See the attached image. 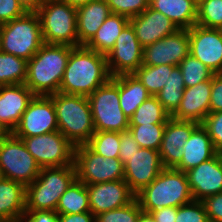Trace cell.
<instances>
[{"label": "cell", "instance_id": "obj_1", "mask_svg": "<svg viewBox=\"0 0 222 222\" xmlns=\"http://www.w3.org/2000/svg\"><path fill=\"white\" fill-rule=\"evenodd\" d=\"M110 79L106 55L85 46L74 47L70 52L59 92L88 97Z\"/></svg>", "mask_w": 222, "mask_h": 222}, {"label": "cell", "instance_id": "obj_2", "mask_svg": "<svg viewBox=\"0 0 222 222\" xmlns=\"http://www.w3.org/2000/svg\"><path fill=\"white\" fill-rule=\"evenodd\" d=\"M73 48L68 45L44 43L28 60L25 85L35 96H50L59 92Z\"/></svg>", "mask_w": 222, "mask_h": 222}, {"label": "cell", "instance_id": "obj_3", "mask_svg": "<svg viewBox=\"0 0 222 222\" xmlns=\"http://www.w3.org/2000/svg\"><path fill=\"white\" fill-rule=\"evenodd\" d=\"M49 97L55 106L58 130L75 147L87 144L95 133L88 97L62 92Z\"/></svg>", "mask_w": 222, "mask_h": 222}, {"label": "cell", "instance_id": "obj_4", "mask_svg": "<svg viewBox=\"0 0 222 222\" xmlns=\"http://www.w3.org/2000/svg\"><path fill=\"white\" fill-rule=\"evenodd\" d=\"M143 211L150 213L163 207H179L193 201L186 172L164 168L135 195Z\"/></svg>", "mask_w": 222, "mask_h": 222}, {"label": "cell", "instance_id": "obj_5", "mask_svg": "<svg viewBox=\"0 0 222 222\" xmlns=\"http://www.w3.org/2000/svg\"><path fill=\"white\" fill-rule=\"evenodd\" d=\"M77 179L75 165L43 167L26 186V211H55L60 197Z\"/></svg>", "mask_w": 222, "mask_h": 222}, {"label": "cell", "instance_id": "obj_6", "mask_svg": "<svg viewBox=\"0 0 222 222\" xmlns=\"http://www.w3.org/2000/svg\"><path fill=\"white\" fill-rule=\"evenodd\" d=\"M44 44L35 10L0 25V51L30 60Z\"/></svg>", "mask_w": 222, "mask_h": 222}, {"label": "cell", "instance_id": "obj_7", "mask_svg": "<svg viewBox=\"0 0 222 222\" xmlns=\"http://www.w3.org/2000/svg\"><path fill=\"white\" fill-rule=\"evenodd\" d=\"M35 12L44 43L79 47L75 8L60 0H44Z\"/></svg>", "mask_w": 222, "mask_h": 222}, {"label": "cell", "instance_id": "obj_8", "mask_svg": "<svg viewBox=\"0 0 222 222\" xmlns=\"http://www.w3.org/2000/svg\"><path fill=\"white\" fill-rule=\"evenodd\" d=\"M95 131L122 132L129 130V118L119 103V75L111 77L88 96Z\"/></svg>", "mask_w": 222, "mask_h": 222}, {"label": "cell", "instance_id": "obj_9", "mask_svg": "<svg viewBox=\"0 0 222 222\" xmlns=\"http://www.w3.org/2000/svg\"><path fill=\"white\" fill-rule=\"evenodd\" d=\"M40 169L22 139L12 133L0 138V170L4 178L26 187L37 178Z\"/></svg>", "mask_w": 222, "mask_h": 222}, {"label": "cell", "instance_id": "obj_10", "mask_svg": "<svg viewBox=\"0 0 222 222\" xmlns=\"http://www.w3.org/2000/svg\"><path fill=\"white\" fill-rule=\"evenodd\" d=\"M74 165L77 180L85 185L124 179V166L119 158H105L87 144L75 147Z\"/></svg>", "mask_w": 222, "mask_h": 222}, {"label": "cell", "instance_id": "obj_11", "mask_svg": "<svg viewBox=\"0 0 222 222\" xmlns=\"http://www.w3.org/2000/svg\"><path fill=\"white\" fill-rule=\"evenodd\" d=\"M22 139L37 164L43 167H61L74 164L75 146L58 130Z\"/></svg>", "mask_w": 222, "mask_h": 222}, {"label": "cell", "instance_id": "obj_12", "mask_svg": "<svg viewBox=\"0 0 222 222\" xmlns=\"http://www.w3.org/2000/svg\"><path fill=\"white\" fill-rule=\"evenodd\" d=\"M58 131L56 110L49 96H34L13 130L16 137H31Z\"/></svg>", "mask_w": 222, "mask_h": 222}, {"label": "cell", "instance_id": "obj_13", "mask_svg": "<svg viewBox=\"0 0 222 222\" xmlns=\"http://www.w3.org/2000/svg\"><path fill=\"white\" fill-rule=\"evenodd\" d=\"M106 58L111 77L133 74L142 65L143 46L130 23L123 28Z\"/></svg>", "mask_w": 222, "mask_h": 222}, {"label": "cell", "instance_id": "obj_14", "mask_svg": "<svg viewBox=\"0 0 222 222\" xmlns=\"http://www.w3.org/2000/svg\"><path fill=\"white\" fill-rule=\"evenodd\" d=\"M189 54V31L188 29H178L174 34L143 47L142 65L179 66Z\"/></svg>", "mask_w": 222, "mask_h": 222}, {"label": "cell", "instance_id": "obj_15", "mask_svg": "<svg viewBox=\"0 0 222 222\" xmlns=\"http://www.w3.org/2000/svg\"><path fill=\"white\" fill-rule=\"evenodd\" d=\"M123 166L124 181L135 195L164 169L158 150L141 147Z\"/></svg>", "mask_w": 222, "mask_h": 222}, {"label": "cell", "instance_id": "obj_16", "mask_svg": "<svg viewBox=\"0 0 222 222\" xmlns=\"http://www.w3.org/2000/svg\"><path fill=\"white\" fill-rule=\"evenodd\" d=\"M188 31L190 54L215 74L222 73V30L195 24Z\"/></svg>", "mask_w": 222, "mask_h": 222}, {"label": "cell", "instance_id": "obj_17", "mask_svg": "<svg viewBox=\"0 0 222 222\" xmlns=\"http://www.w3.org/2000/svg\"><path fill=\"white\" fill-rule=\"evenodd\" d=\"M86 188L90 210L95 216L128 205L135 199V194L124 179L86 185Z\"/></svg>", "mask_w": 222, "mask_h": 222}, {"label": "cell", "instance_id": "obj_18", "mask_svg": "<svg viewBox=\"0 0 222 222\" xmlns=\"http://www.w3.org/2000/svg\"><path fill=\"white\" fill-rule=\"evenodd\" d=\"M193 200L222 192V154H216L186 172Z\"/></svg>", "mask_w": 222, "mask_h": 222}, {"label": "cell", "instance_id": "obj_19", "mask_svg": "<svg viewBox=\"0 0 222 222\" xmlns=\"http://www.w3.org/2000/svg\"><path fill=\"white\" fill-rule=\"evenodd\" d=\"M198 125L194 121L176 120L172 117L167 121L158 150L164 168H175L181 162L182 147Z\"/></svg>", "mask_w": 222, "mask_h": 222}, {"label": "cell", "instance_id": "obj_20", "mask_svg": "<svg viewBox=\"0 0 222 222\" xmlns=\"http://www.w3.org/2000/svg\"><path fill=\"white\" fill-rule=\"evenodd\" d=\"M34 94L25 84L0 86V125L12 133Z\"/></svg>", "mask_w": 222, "mask_h": 222}, {"label": "cell", "instance_id": "obj_21", "mask_svg": "<svg viewBox=\"0 0 222 222\" xmlns=\"http://www.w3.org/2000/svg\"><path fill=\"white\" fill-rule=\"evenodd\" d=\"M129 23L143 47L172 35L178 30L169 18L150 7L138 16L130 18Z\"/></svg>", "mask_w": 222, "mask_h": 222}, {"label": "cell", "instance_id": "obj_22", "mask_svg": "<svg viewBox=\"0 0 222 222\" xmlns=\"http://www.w3.org/2000/svg\"><path fill=\"white\" fill-rule=\"evenodd\" d=\"M210 94L211 79L185 88L178 109L171 117L201 124L210 113Z\"/></svg>", "mask_w": 222, "mask_h": 222}, {"label": "cell", "instance_id": "obj_23", "mask_svg": "<svg viewBox=\"0 0 222 222\" xmlns=\"http://www.w3.org/2000/svg\"><path fill=\"white\" fill-rule=\"evenodd\" d=\"M181 162L175 169L187 172L217 154L206 129L199 124L185 141Z\"/></svg>", "mask_w": 222, "mask_h": 222}, {"label": "cell", "instance_id": "obj_24", "mask_svg": "<svg viewBox=\"0 0 222 222\" xmlns=\"http://www.w3.org/2000/svg\"><path fill=\"white\" fill-rule=\"evenodd\" d=\"M79 46H85L111 14L105 0H92L76 9Z\"/></svg>", "mask_w": 222, "mask_h": 222}, {"label": "cell", "instance_id": "obj_25", "mask_svg": "<svg viewBox=\"0 0 222 222\" xmlns=\"http://www.w3.org/2000/svg\"><path fill=\"white\" fill-rule=\"evenodd\" d=\"M26 187L8 178L0 180V220L20 222L26 211Z\"/></svg>", "mask_w": 222, "mask_h": 222}, {"label": "cell", "instance_id": "obj_26", "mask_svg": "<svg viewBox=\"0 0 222 222\" xmlns=\"http://www.w3.org/2000/svg\"><path fill=\"white\" fill-rule=\"evenodd\" d=\"M149 7L164 14L178 29H190L197 22L198 0H150Z\"/></svg>", "mask_w": 222, "mask_h": 222}, {"label": "cell", "instance_id": "obj_27", "mask_svg": "<svg viewBox=\"0 0 222 222\" xmlns=\"http://www.w3.org/2000/svg\"><path fill=\"white\" fill-rule=\"evenodd\" d=\"M129 20L126 16L111 13L85 47L106 55Z\"/></svg>", "mask_w": 222, "mask_h": 222}, {"label": "cell", "instance_id": "obj_28", "mask_svg": "<svg viewBox=\"0 0 222 222\" xmlns=\"http://www.w3.org/2000/svg\"><path fill=\"white\" fill-rule=\"evenodd\" d=\"M150 96L146 87L134 74L119 75V103L128 118Z\"/></svg>", "mask_w": 222, "mask_h": 222}, {"label": "cell", "instance_id": "obj_29", "mask_svg": "<svg viewBox=\"0 0 222 222\" xmlns=\"http://www.w3.org/2000/svg\"><path fill=\"white\" fill-rule=\"evenodd\" d=\"M55 211L58 214H75L91 211L86 185L76 179L60 197Z\"/></svg>", "mask_w": 222, "mask_h": 222}, {"label": "cell", "instance_id": "obj_30", "mask_svg": "<svg viewBox=\"0 0 222 222\" xmlns=\"http://www.w3.org/2000/svg\"><path fill=\"white\" fill-rule=\"evenodd\" d=\"M184 90L183 74L180 67L175 66L169 74L167 83L155 96L171 116L178 109Z\"/></svg>", "mask_w": 222, "mask_h": 222}, {"label": "cell", "instance_id": "obj_31", "mask_svg": "<svg viewBox=\"0 0 222 222\" xmlns=\"http://www.w3.org/2000/svg\"><path fill=\"white\" fill-rule=\"evenodd\" d=\"M27 66L26 59L0 51V86L25 84Z\"/></svg>", "mask_w": 222, "mask_h": 222}, {"label": "cell", "instance_id": "obj_32", "mask_svg": "<svg viewBox=\"0 0 222 222\" xmlns=\"http://www.w3.org/2000/svg\"><path fill=\"white\" fill-rule=\"evenodd\" d=\"M173 65H141L133 74L146 87L151 96H155L169 80Z\"/></svg>", "mask_w": 222, "mask_h": 222}, {"label": "cell", "instance_id": "obj_33", "mask_svg": "<svg viewBox=\"0 0 222 222\" xmlns=\"http://www.w3.org/2000/svg\"><path fill=\"white\" fill-rule=\"evenodd\" d=\"M171 118L156 96L147 98L129 118V125L167 123Z\"/></svg>", "mask_w": 222, "mask_h": 222}, {"label": "cell", "instance_id": "obj_34", "mask_svg": "<svg viewBox=\"0 0 222 222\" xmlns=\"http://www.w3.org/2000/svg\"><path fill=\"white\" fill-rule=\"evenodd\" d=\"M166 123L129 125V130L141 148L159 150Z\"/></svg>", "mask_w": 222, "mask_h": 222}, {"label": "cell", "instance_id": "obj_35", "mask_svg": "<svg viewBox=\"0 0 222 222\" xmlns=\"http://www.w3.org/2000/svg\"><path fill=\"white\" fill-rule=\"evenodd\" d=\"M183 74L185 88L193 87L201 82L212 79L215 74L205 64L193 57L187 55L179 64Z\"/></svg>", "mask_w": 222, "mask_h": 222}, {"label": "cell", "instance_id": "obj_36", "mask_svg": "<svg viewBox=\"0 0 222 222\" xmlns=\"http://www.w3.org/2000/svg\"><path fill=\"white\" fill-rule=\"evenodd\" d=\"M87 145L105 158H119L120 132L95 131Z\"/></svg>", "mask_w": 222, "mask_h": 222}, {"label": "cell", "instance_id": "obj_37", "mask_svg": "<svg viewBox=\"0 0 222 222\" xmlns=\"http://www.w3.org/2000/svg\"><path fill=\"white\" fill-rule=\"evenodd\" d=\"M196 24L206 27L222 28V0H198Z\"/></svg>", "mask_w": 222, "mask_h": 222}, {"label": "cell", "instance_id": "obj_38", "mask_svg": "<svg viewBox=\"0 0 222 222\" xmlns=\"http://www.w3.org/2000/svg\"><path fill=\"white\" fill-rule=\"evenodd\" d=\"M142 211L135 198L128 205L96 215L95 222H137Z\"/></svg>", "mask_w": 222, "mask_h": 222}, {"label": "cell", "instance_id": "obj_39", "mask_svg": "<svg viewBox=\"0 0 222 222\" xmlns=\"http://www.w3.org/2000/svg\"><path fill=\"white\" fill-rule=\"evenodd\" d=\"M112 14H118L129 19L138 16L149 7L150 0H105Z\"/></svg>", "mask_w": 222, "mask_h": 222}, {"label": "cell", "instance_id": "obj_40", "mask_svg": "<svg viewBox=\"0 0 222 222\" xmlns=\"http://www.w3.org/2000/svg\"><path fill=\"white\" fill-rule=\"evenodd\" d=\"M175 222H210L202 201L193 200L177 207Z\"/></svg>", "mask_w": 222, "mask_h": 222}, {"label": "cell", "instance_id": "obj_41", "mask_svg": "<svg viewBox=\"0 0 222 222\" xmlns=\"http://www.w3.org/2000/svg\"><path fill=\"white\" fill-rule=\"evenodd\" d=\"M201 125L206 129L217 153L222 154V111L210 112Z\"/></svg>", "mask_w": 222, "mask_h": 222}, {"label": "cell", "instance_id": "obj_42", "mask_svg": "<svg viewBox=\"0 0 222 222\" xmlns=\"http://www.w3.org/2000/svg\"><path fill=\"white\" fill-rule=\"evenodd\" d=\"M28 11L20 0H0V25L22 17Z\"/></svg>", "mask_w": 222, "mask_h": 222}, {"label": "cell", "instance_id": "obj_43", "mask_svg": "<svg viewBox=\"0 0 222 222\" xmlns=\"http://www.w3.org/2000/svg\"><path fill=\"white\" fill-rule=\"evenodd\" d=\"M119 159L124 165L130 157L140 149L138 142L130 130L120 132Z\"/></svg>", "mask_w": 222, "mask_h": 222}, {"label": "cell", "instance_id": "obj_44", "mask_svg": "<svg viewBox=\"0 0 222 222\" xmlns=\"http://www.w3.org/2000/svg\"><path fill=\"white\" fill-rule=\"evenodd\" d=\"M210 222H222V192L202 200Z\"/></svg>", "mask_w": 222, "mask_h": 222}, {"label": "cell", "instance_id": "obj_45", "mask_svg": "<svg viewBox=\"0 0 222 222\" xmlns=\"http://www.w3.org/2000/svg\"><path fill=\"white\" fill-rule=\"evenodd\" d=\"M222 111V73L211 79L210 112Z\"/></svg>", "mask_w": 222, "mask_h": 222}, {"label": "cell", "instance_id": "obj_46", "mask_svg": "<svg viewBox=\"0 0 222 222\" xmlns=\"http://www.w3.org/2000/svg\"><path fill=\"white\" fill-rule=\"evenodd\" d=\"M57 217L56 211H25L20 222H57Z\"/></svg>", "mask_w": 222, "mask_h": 222}, {"label": "cell", "instance_id": "obj_47", "mask_svg": "<svg viewBox=\"0 0 222 222\" xmlns=\"http://www.w3.org/2000/svg\"><path fill=\"white\" fill-rule=\"evenodd\" d=\"M155 222H175L177 207H163L150 212Z\"/></svg>", "mask_w": 222, "mask_h": 222}, {"label": "cell", "instance_id": "obj_48", "mask_svg": "<svg viewBox=\"0 0 222 222\" xmlns=\"http://www.w3.org/2000/svg\"><path fill=\"white\" fill-rule=\"evenodd\" d=\"M57 222H95V215L91 211L75 214H58Z\"/></svg>", "mask_w": 222, "mask_h": 222}, {"label": "cell", "instance_id": "obj_49", "mask_svg": "<svg viewBox=\"0 0 222 222\" xmlns=\"http://www.w3.org/2000/svg\"><path fill=\"white\" fill-rule=\"evenodd\" d=\"M62 2L67 3L71 7L78 9L82 6H85L87 3H89L92 0H60Z\"/></svg>", "mask_w": 222, "mask_h": 222}, {"label": "cell", "instance_id": "obj_50", "mask_svg": "<svg viewBox=\"0 0 222 222\" xmlns=\"http://www.w3.org/2000/svg\"><path fill=\"white\" fill-rule=\"evenodd\" d=\"M28 10H36L44 0H20Z\"/></svg>", "mask_w": 222, "mask_h": 222}, {"label": "cell", "instance_id": "obj_51", "mask_svg": "<svg viewBox=\"0 0 222 222\" xmlns=\"http://www.w3.org/2000/svg\"><path fill=\"white\" fill-rule=\"evenodd\" d=\"M137 222H155V220L150 213L142 211Z\"/></svg>", "mask_w": 222, "mask_h": 222}, {"label": "cell", "instance_id": "obj_52", "mask_svg": "<svg viewBox=\"0 0 222 222\" xmlns=\"http://www.w3.org/2000/svg\"><path fill=\"white\" fill-rule=\"evenodd\" d=\"M8 134V132L0 125V138Z\"/></svg>", "mask_w": 222, "mask_h": 222}, {"label": "cell", "instance_id": "obj_53", "mask_svg": "<svg viewBox=\"0 0 222 222\" xmlns=\"http://www.w3.org/2000/svg\"><path fill=\"white\" fill-rule=\"evenodd\" d=\"M3 178L2 171L0 170V180Z\"/></svg>", "mask_w": 222, "mask_h": 222}]
</instances>
